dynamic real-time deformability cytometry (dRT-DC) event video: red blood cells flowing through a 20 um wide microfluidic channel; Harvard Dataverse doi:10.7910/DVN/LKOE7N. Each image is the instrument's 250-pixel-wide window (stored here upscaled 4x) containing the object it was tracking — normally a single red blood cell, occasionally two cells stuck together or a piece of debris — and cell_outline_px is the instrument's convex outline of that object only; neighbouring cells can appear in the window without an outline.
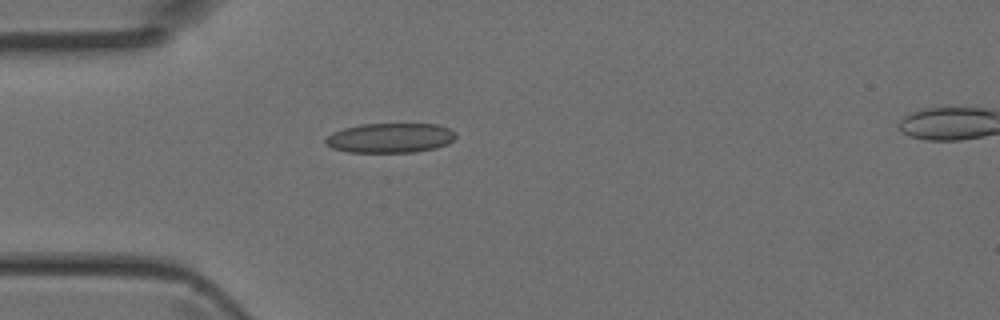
{"species": "Egyptian fruit bat (a non-hibernating species)", "species_latin": "Rousettus aegyptiacus", "temperature_condition": "room temperature", "stored_images_in_passage": 5, "camera_frame_rate_fps": 3000, "um_per_image_px": 0.085, "animal": {"sex": "female"}, "frame": {"image": 1, "passage_image": 4, "time_ms": 1.0, "image_size_px": [1000, 320], "cell_outline_px": [[456, 136], [448, 144], [436, 148], [412, 152], [348, 152], [332, 148], [324, 144], [324, 140], [332, 132], [344, 128], [360, 124], [436, 124], [448, 128], [456, 132]], "centroid_in_image_um": [33.15, 11.72], "position_along_channel_um": 51.9, "area_um2": 22.6}}